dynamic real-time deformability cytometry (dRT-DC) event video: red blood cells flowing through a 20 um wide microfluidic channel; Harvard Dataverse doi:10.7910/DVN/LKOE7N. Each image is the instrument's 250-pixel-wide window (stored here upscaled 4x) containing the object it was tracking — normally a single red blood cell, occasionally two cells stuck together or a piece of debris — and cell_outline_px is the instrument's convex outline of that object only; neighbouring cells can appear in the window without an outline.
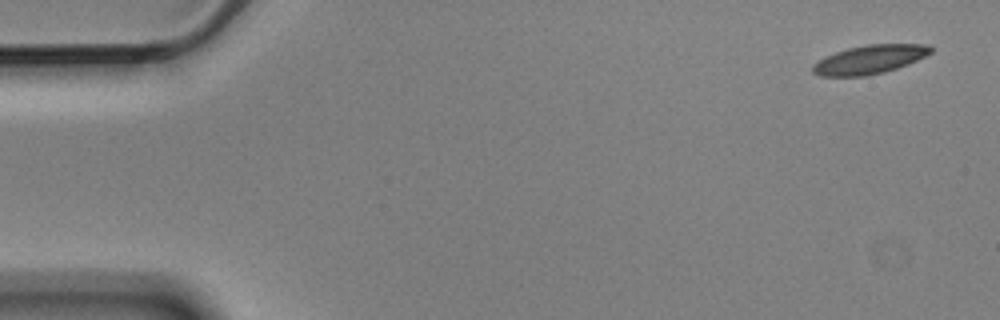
{"species": "Egyptian fruit bat (a non-hibernating species)", "species_latin": "Rousettus aegyptiacus", "temperature_condition": "cold", "stored_images_in_passage": 5, "camera_frame_rate_fps": 3000, "um_per_image_px": 0.085, "animal": {"sex": "male"}, "frame": {"image": 1, "passage_image": 1, "time_ms": 0.0, "image_size_px": [1000, 320], "cell_outline_px": [[932, 52], [908, 64], [884, 72], [868, 76], [820, 76], [812, 72], [812, 64], [824, 56], [848, 48], [868, 44], [928, 44], [932, 48]], "centroid_in_image_um": [73.88, 5.06], "position_along_channel_um": 11.1, "area_um2": 19.77}}
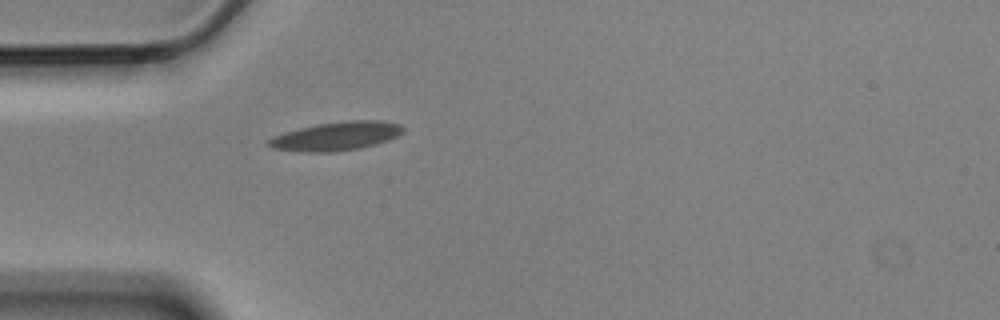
{"frame": {"image": 2, "passage_image": 5, "time_ms": 1.333, "image_size_px": [1000, 320], "cell_outline_px": [[404, 132], [388, 140], [376, 144], [360, 148], [332, 152], [308, 152], [272, 148], [268, 144], [268, 140], [272, 136], [284, 132], [316, 124], [352, 120], [380, 120], [400, 124], [404, 128]], "centroid_in_image_um": [28.6, 11.57], "position_along_channel_um": 56.4, "area_um2": 22.37}}